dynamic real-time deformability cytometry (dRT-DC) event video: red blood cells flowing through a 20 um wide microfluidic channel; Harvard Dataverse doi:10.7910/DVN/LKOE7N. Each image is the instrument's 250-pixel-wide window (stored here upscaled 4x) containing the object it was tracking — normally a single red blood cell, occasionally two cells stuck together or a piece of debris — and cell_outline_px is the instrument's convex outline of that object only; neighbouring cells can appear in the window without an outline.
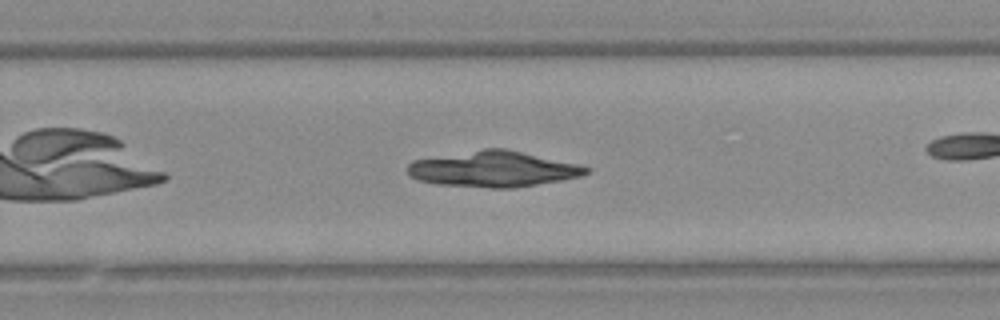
{"species": "Egyptian fruit bat (a non-hibernating species)", "species_latin": "Rousettus aegyptiacus", "temperature_condition": "warm", "stored_images_in_passage": 28, "camera_frame_rate_fps": 3000, "um_per_image_px": 0.085, "animal": {"sex": "female"}, "frame": {"image": 1, "passage_image": 20, "time_ms": 6.333, "image_size_px": [1000, 320], "cell_outline_px": [[588, 172], [580, 176], [560, 180], [512, 188], [492, 188], [436, 184], [416, 180], [408, 176], [408, 164], [412, 160], [484, 148], [504, 148], [576, 164], [588, 168]], "centroid_in_image_um": [41.83, 14.37], "position_along_channel_um": 288.0, "area_um2": 36.88}}